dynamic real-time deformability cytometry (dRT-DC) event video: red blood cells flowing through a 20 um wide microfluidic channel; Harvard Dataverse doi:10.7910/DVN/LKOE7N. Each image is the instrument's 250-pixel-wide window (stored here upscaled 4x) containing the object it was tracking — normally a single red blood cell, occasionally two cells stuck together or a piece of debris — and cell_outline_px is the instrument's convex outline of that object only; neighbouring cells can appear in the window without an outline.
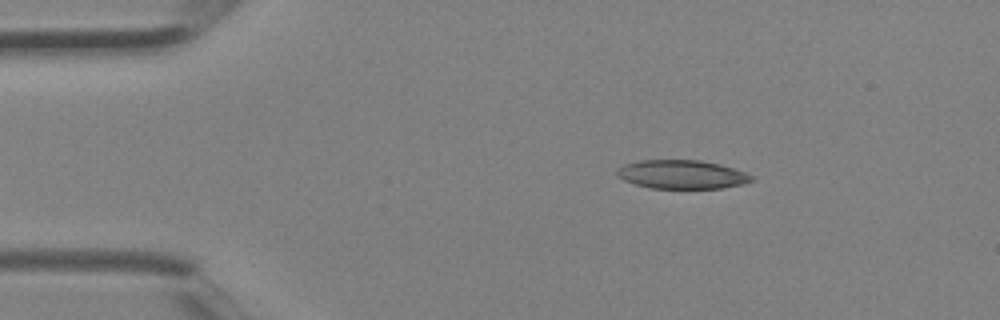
{"species": "Egyptian fruit bat (a non-hibernating species)", "species_latin": "Rousettus aegyptiacus", "temperature_condition": "room temperature", "stored_images_in_passage": 2, "camera_frame_rate_fps": 3000, "um_per_image_px": 0.085, "animal": {"sex": "female"}, "frame": {"image": 1, "passage_image": 1, "time_ms": 0.0, "image_size_px": [1000, 320], "cell_outline_px": [[752, 180], [744, 184], [724, 188], [652, 188], [636, 184], [624, 180], [616, 176], [616, 168], [624, 164], [640, 160], [700, 160], [720, 164], [744, 172], [752, 176]], "centroid_in_image_um": [57.92, 14.82], "position_along_channel_um": 27.1, "area_um2": 22.48}}